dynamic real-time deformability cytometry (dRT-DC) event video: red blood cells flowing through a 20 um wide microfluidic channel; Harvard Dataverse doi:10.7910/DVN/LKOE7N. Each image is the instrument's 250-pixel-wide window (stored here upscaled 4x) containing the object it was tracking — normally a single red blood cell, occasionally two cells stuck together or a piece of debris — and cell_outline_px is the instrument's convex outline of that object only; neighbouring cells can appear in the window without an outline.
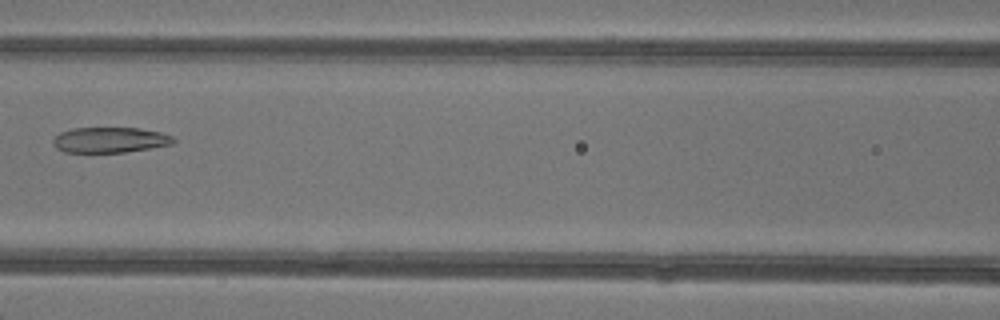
{"species": "common noctule bat (a hibernating species)", "species_latin": "Nyctalus noctula", "temperature_condition": "warm", "stored_images_in_passage": 8, "camera_frame_rate_fps": 3000, "um_per_image_px": 0.085, "animal": {"sex": "female"}, "frame": {"image": 1, "passage_image": 7, "time_ms": 7.0, "image_size_px": [1000, 320], "cell_outline_px": [[176, 140], [172, 144], [124, 152], [64, 152], [56, 148], [52, 144], [52, 140], [60, 132], [72, 128], [140, 128], [160, 132], [172, 136]], "centroid_in_image_um": [9.31, 11.89], "position_along_channel_um": 157.3, "area_um2": 17.8}}
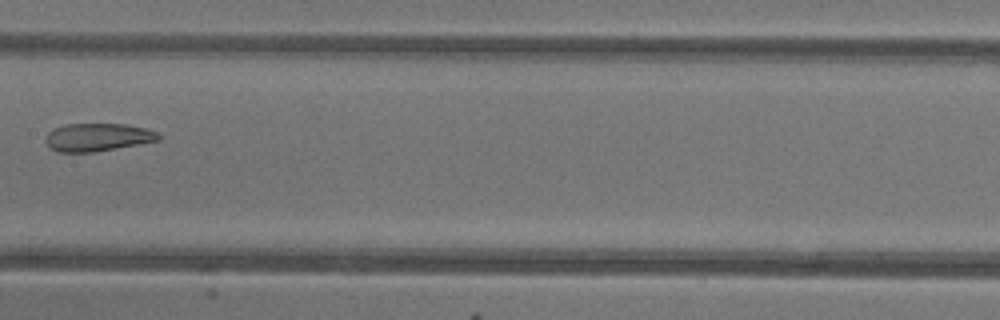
{"frame": {"image": 2, "passage_image": 8, "time_ms": 8.0, "image_size_px": [1000, 320], "cell_outline_px": [[160, 140], [92, 152], [56, 152], [44, 140], [44, 136], [48, 132], [56, 128], [68, 124], [124, 124], [148, 128], [156, 132], [160, 136]], "centroid_in_image_um": [8.29, 11.66], "position_along_channel_um": 199.1, "area_um2": 18.21}}